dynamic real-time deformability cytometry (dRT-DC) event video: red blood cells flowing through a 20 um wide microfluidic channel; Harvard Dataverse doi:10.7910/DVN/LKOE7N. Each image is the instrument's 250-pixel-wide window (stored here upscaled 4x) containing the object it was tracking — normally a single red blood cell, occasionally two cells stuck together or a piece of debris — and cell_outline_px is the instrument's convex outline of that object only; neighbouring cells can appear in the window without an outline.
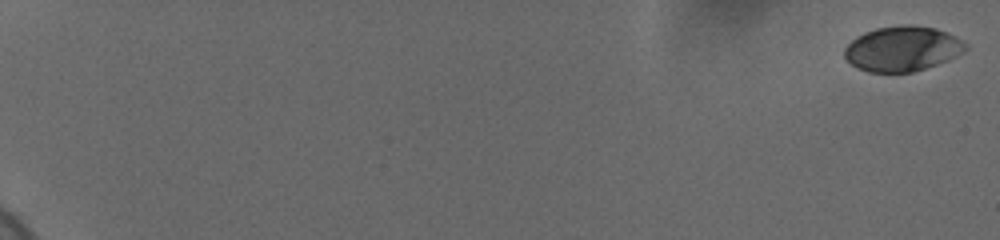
{"species": "human", "species_latin": "Homo sapiens", "temperature_condition": "cold", "stored_images_in_passage": 60, "camera_frame_rate_fps": 3000, "um_per_image_px": 0.085, "donor": {"sex": "female"}, "frame": {"image": 1, "passage_image": 1, "time_ms": 0.0, "image_size_px": [1000, 240], "cell_outline_px": [[968, 48], [964, 52], [948, 60], [912, 72], [868, 72], [856, 68], [844, 56], [844, 48], [856, 36], [864, 32], [876, 28], [900, 24], [908, 24], [936, 28], [968, 44]], "centroid_in_image_um": [76.67, 4.14], "position_along_channel_um": 8.3, "area_um2": 31.73}}
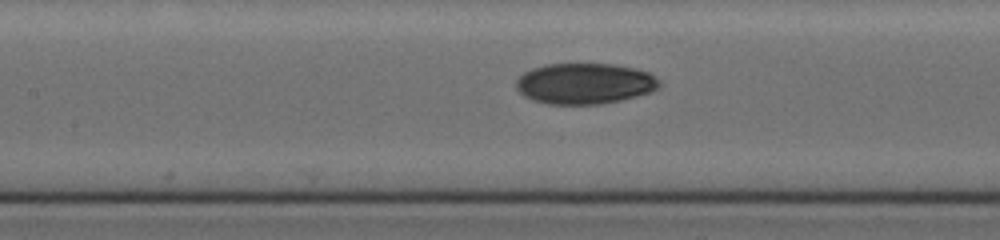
{"frame": {"image": 2, "passage_image": 32, "time_ms": 10.333, "image_size_px": [1000, 240], "cell_outline_px": [[660, 84], [652, 92], [620, 100], [600, 104], [548, 104], [532, 100], [524, 96], [516, 88], [516, 80], [524, 72], [532, 68], [544, 64], [612, 64], [632, 68], [648, 72], [660, 80]], "centroid_in_image_um": [49.67, 7.1], "position_along_channel_um": 157.7, "area_um2": 34.04}}
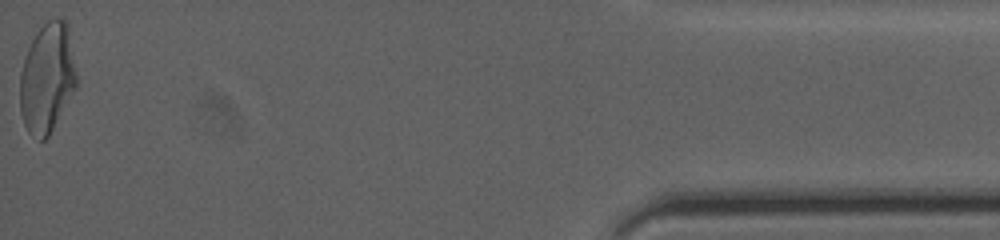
{"frame": {"image": 3, "passage_image": 60, "time_ms": 19.667, "image_size_px": [1000, 240], "cell_outline_px": [[76, 88], [48, 136], [44, 140], [40, 140], [28, 132], [24, 124], [20, 112], [20, 72], [28, 48], [36, 32], [48, 20], [64, 20], [68, 24], [76, 72]], "centroid_in_image_um": [4.0, 6.65], "position_along_channel_um": 431.2, "area_um2": 35.84}, "authors_computed_cell_mechanics": {"area_um2": 33.0616, "velocity_mm_per_s": 3.6788, "shape_relaxation_time_tau1_ms": 6.5022, "shape_relaxation_time_tau2_ms": 1.8504, "deformation_change_tau1": 0.1899, "deformation_change_tau2": 0.0543}}